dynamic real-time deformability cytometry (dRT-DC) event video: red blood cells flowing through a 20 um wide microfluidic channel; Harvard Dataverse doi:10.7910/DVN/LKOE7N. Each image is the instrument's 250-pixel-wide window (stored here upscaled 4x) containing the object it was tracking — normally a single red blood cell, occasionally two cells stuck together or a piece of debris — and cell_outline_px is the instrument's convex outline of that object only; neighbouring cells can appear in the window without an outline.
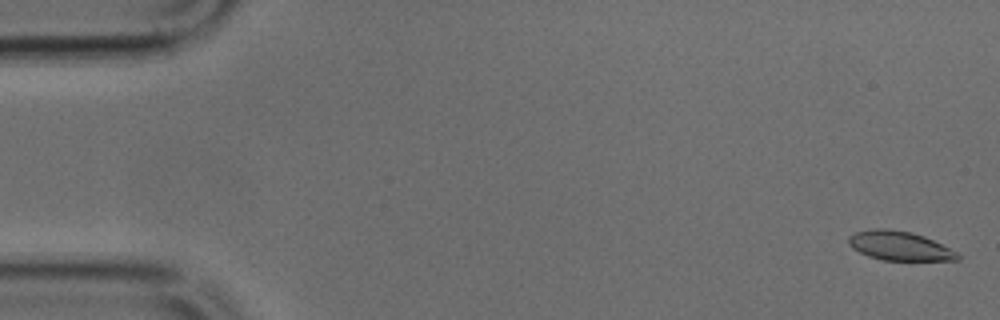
{"species": "common noctule bat (a hibernating species)", "species_latin": "Nyctalus noctula", "temperature_condition": "cold", "stored_images_in_passage": 49, "camera_frame_rate_fps": 3000, "um_per_image_px": 0.085, "animal": {"sex": "male", "body_mass_g": 17.9, "forearm_length_mm": 54.2}, "frame": {"image": 1, "passage_image": 1, "time_ms": 0.0, "image_size_px": [1000, 320], "cell_outline_px": [[960, 260], [884, 260], [868, 256], [852, 248], [848, 244], [848, 236], [856, 232], [876, 228], [888, 228], [912, 232], [924, 236], [956, 252], [960, 256]], "centroid_in_image_um": [76.42, 20.89], "position_along_channel_um": 8.6, "area_um2": 18.38}}
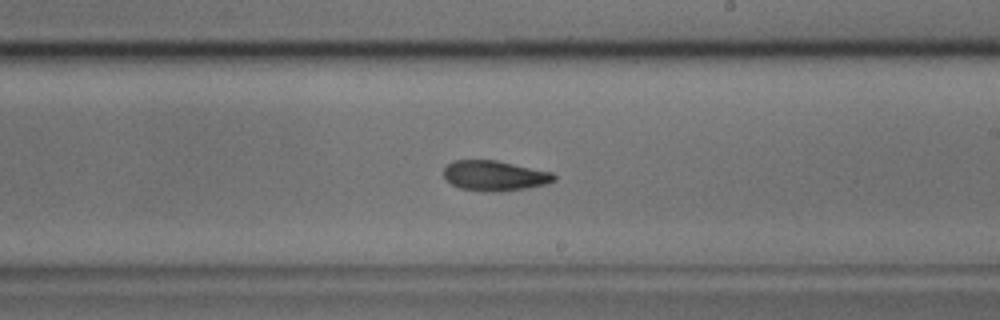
{"frame": {"image": 2, "passage_image": 28, "time_ms": 9.0, "image_size_px": [1000, 320], "cell_outline_px": [[556, 180], [548, 184], [528, 188], [500, 192], [492, 192], [460, 188], [444, 180], [444, 168], [452, 160], [496, 160], [552, 172], [556, 176]], "centroid_in_image_um": [42.05, 14.94], "position_along_channel_um": 246.9, "area_um2": 19.59}}
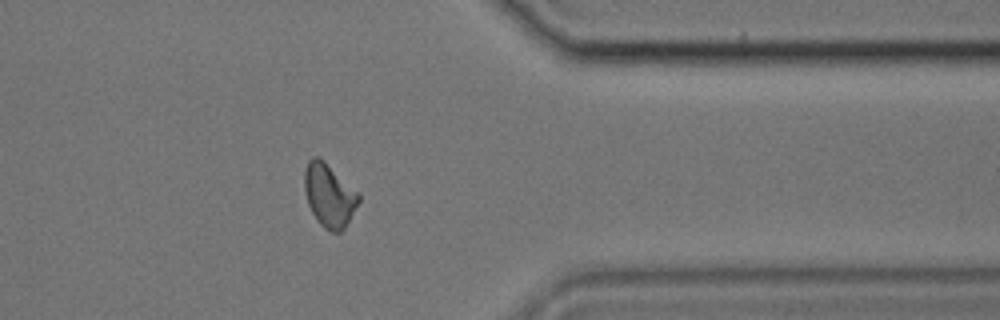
{"frame": {"image": 3, "passage_image": 39, "time_ms": 12.667, "image_size_px": [1000, 320], "cell_outline_px": [[360, 200], [344, 228], [340, 232], [332, 232], [324, 228], [320, 224], [312, 212], [308, 204], [304, 188], [304, 168], [308, 160], [312, 156], [320, 156], [360, 196]], "centroid_in_image_um": [27.94, 16.58], "position_along_channel_um": 383.5, "area_um2": 19.71}}